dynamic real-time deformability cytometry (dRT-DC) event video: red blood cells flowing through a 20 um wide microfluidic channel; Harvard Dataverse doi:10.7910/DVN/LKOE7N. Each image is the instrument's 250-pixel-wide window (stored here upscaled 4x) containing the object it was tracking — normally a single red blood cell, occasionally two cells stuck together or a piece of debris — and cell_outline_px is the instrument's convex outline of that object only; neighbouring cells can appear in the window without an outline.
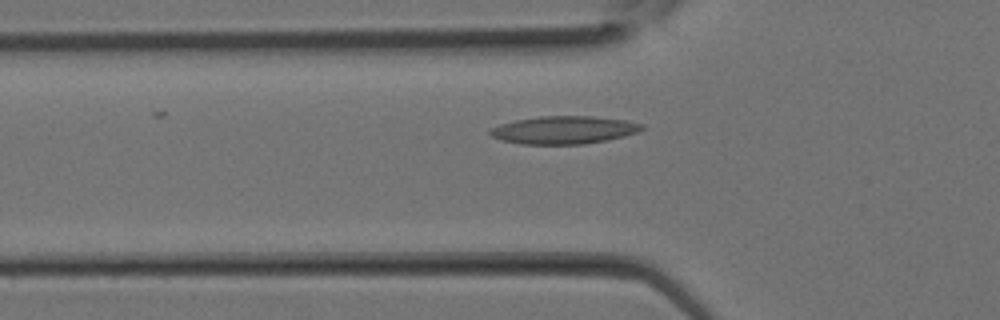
{"species": "Egyptian fruit bat (a non-hibernating species)", "species_latin": "Rousettus aegyptiacus", "temperature_condition": "room temperature", "stored_images_in_passage": 8, "camera_frame_rate_fps": 3000, "um_per_image_px": 0.085, "animal": {"sex": "female"}, "frame": {"image": 1, "passage_image": 8, "time_ms": 2.333, "image_size_px": [1000, 320], "cell_outline_px": [[644, 128], [636, 132], [624, 136], [608, 140], [584, 144], [520, 144], [500, 140], [492, 136], [488, 132], [492, 128], [500, 124], [516, 120], [540, 116], [592, 116], [624, 120], [644, 124]], "centroid_in_image_um": [47.92, 11.05], "position_along_channel_um": 77.9, "area_um2": 24.57}}